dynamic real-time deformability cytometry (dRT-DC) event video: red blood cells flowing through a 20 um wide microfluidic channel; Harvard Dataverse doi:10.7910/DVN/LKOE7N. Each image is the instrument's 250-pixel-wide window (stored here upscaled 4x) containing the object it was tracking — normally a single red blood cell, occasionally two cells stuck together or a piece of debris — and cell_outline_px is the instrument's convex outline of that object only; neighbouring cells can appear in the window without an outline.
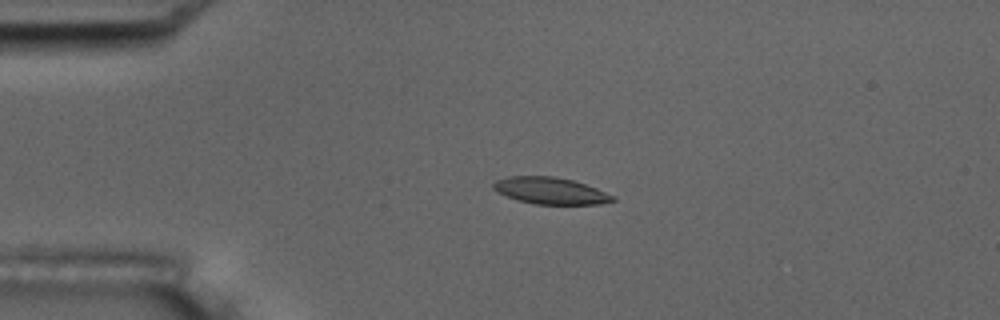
{"species": "common noctule bat (a hibernating species)", "species_latin": "Nyctalus noctula", "temperature_condition": "room temperature", "stored_images_in_passage": 5, "camera_frame_rate_fps": 3000, "um_per_image_px": 0.085, "animal": {"sex": "male", "body_mass_g": 17.5, "forearm_length_mm": 52.3}, "frame": {"image": 1, "passage_image": 4, "time_ms": 4.333, "image_size_px": [1000, 320], "cell_outline_px": [[616, 200], [600, 204], [536, 204], [516, 200], [496, 192], [492, 188], [492, 184], [496, 180], [508, 176], [552, 176], [572, 180], [596, 188], [616, 196]], "centroid_in_image_um": [46.76, 16.21], "position_along_channel_um": 38.2, "area_um2": 18.67}}